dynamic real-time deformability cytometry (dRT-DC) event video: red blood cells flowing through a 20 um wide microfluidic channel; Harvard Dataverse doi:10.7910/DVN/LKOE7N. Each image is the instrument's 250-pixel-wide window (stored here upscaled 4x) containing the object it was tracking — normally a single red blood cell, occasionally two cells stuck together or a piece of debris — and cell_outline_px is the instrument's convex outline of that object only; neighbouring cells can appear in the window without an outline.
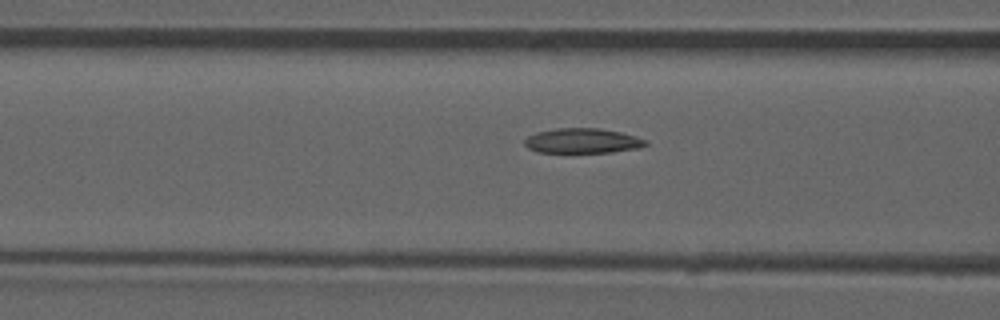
{"species": "common noctule bat (a hibernating species)", "species_latin": "Nyctalus noctula", "temperature_condition": "room temperature", "stored_images_in_passage": 8, "camera_frame_rate_fps": 3000, "um_per_image_px": 0.085, "animal": {"sex": "male", "forearm_length_mm": 52.5}, "frame": {"image": 1, "passage_image": 6, "time_ms": 1.667, "image_size_px": [1000, 320], "cell_outline_px": [[648, 144], [640, 148], [612, 152], [536, 152], [528, 148], [524, 144], [524, 140], [528, 136], [536, 132], [556, 128], [600, 128], [620, 132], [636, 136], [648, 140]], "centroid_in_image_um": [49.53, 11.96], "position_along_channel_um": 117.1, "area_um2": 17.69}}